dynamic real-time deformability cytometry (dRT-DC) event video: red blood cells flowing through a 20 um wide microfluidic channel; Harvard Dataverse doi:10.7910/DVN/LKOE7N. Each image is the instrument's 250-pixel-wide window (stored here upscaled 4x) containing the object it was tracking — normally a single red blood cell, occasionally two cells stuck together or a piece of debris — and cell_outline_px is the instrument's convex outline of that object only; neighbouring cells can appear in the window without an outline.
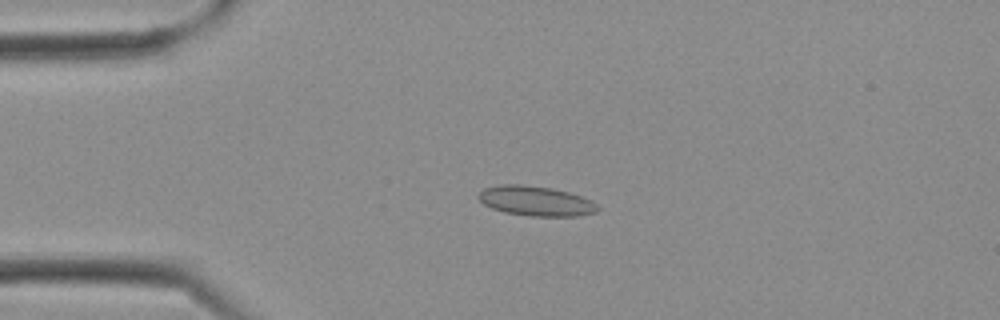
{"species": "Egyptian fruit bat (a non-hibernating species)", "species_latin": "Rousettus aegyptiacus", "temperature_condition": "cold", "stored_images_in_passage": 15, "camera_frame_rate_fps": 3000, "um_per_image_px": 0.085, "frame": {"image": 1, "passage_image": 6, "time_ms": 1.667, "image_size_px": [1000, 320], "cell_outline_px": [[600, 208], [596, 212], [580, 216], [532, 216], [504, 212], [492, 208], [484, 204], [476, 196], [484, 188], [500, 184], [524, 184], [552, 188], [568, 192], [592, 200]], "centroid_in_image_um": [45.54, 17.08], "position_along_channel_um": 39.5, "area_um2": 20.81}}
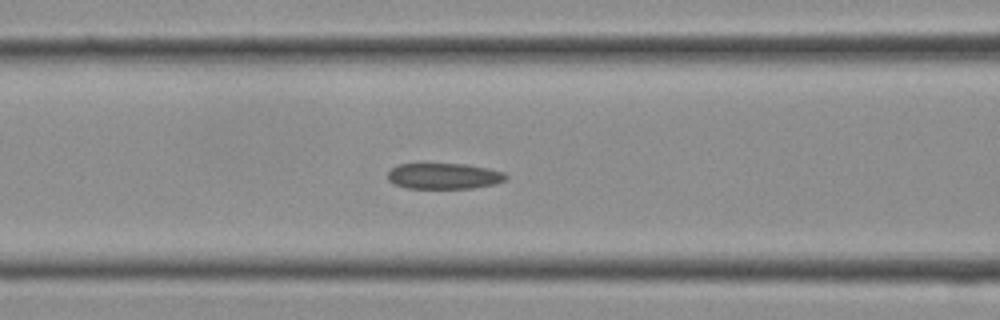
{"frame": {"image": 2, "passage_image": 11, "time_ms": 3.333, "image_size_px": [1000, 320], "cell_outline_px": [[508, 176], [504, 180], [496, 184], [472, 188], [404, 188], [392, 184], [388, 180], [388, 172], [396, 164], [468, 164], [488, 168], [504, 172]], "centroid_in_image_um": [37.72, 14.97], "position_along_channel_um": 128.9, "area_um2": 17.98}}
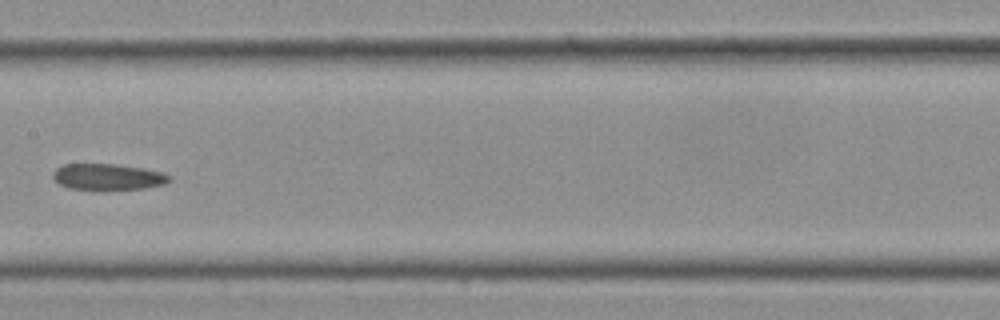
{"frame": {"image": 3, "passage_image": 14, "time_ms": 4.333, "image_size_px": [1000, 320], "cell_outline_px": [[172, 180], [164, 184], [144, 188], [68, 188], [60, 184], [52, 176], [52, 172], [56, 168], [64, 164], [116, 164], [144, 168], [164, 172]], "centroid_in_image_um": [9.18, 15.0], "position_along_channel_um": 198.2, "area_um2": 17.34}}